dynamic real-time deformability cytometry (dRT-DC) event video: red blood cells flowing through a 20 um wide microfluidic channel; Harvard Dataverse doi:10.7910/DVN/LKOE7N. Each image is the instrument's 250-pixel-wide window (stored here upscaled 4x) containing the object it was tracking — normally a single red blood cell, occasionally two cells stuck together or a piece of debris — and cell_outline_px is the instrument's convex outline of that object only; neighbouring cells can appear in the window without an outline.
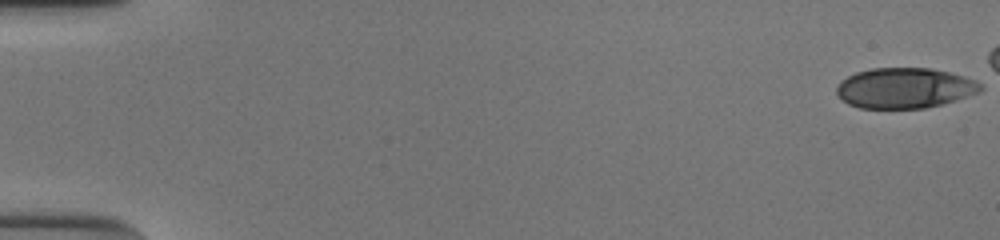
{"species": "human", "species_latin": "Homo sapiens", "temperature_condition": "cold", "stored_images_in_passage": 49, "camera_frame_rate_fps": 3000, "um_per_image_px": 0.085, "donor": {"sex": "male"}, "frame": {"image": 1, "passage_image": 1, "time_ms": 0.0, "image_size_px": [1000, 240], "cell_outline_px": [[984, 88], [980, 92], [956, 100], [924, 108], [860, 108], [848, 104], [836, 92], [836, 88], [840, 80], [856, 72], [872, 68], [932, 68], [984, 80]], "centroid_in_image_um": [76.98, 7.47], "position_along_channel_um": 8.0, "area_um2": 34.33}}
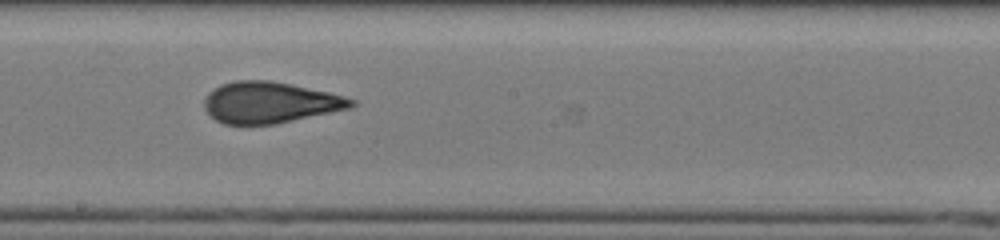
{"frame": {"image": 2, "passage_image": 31, "time_ms": 10.0, "image_size_px": [1000, 240], "cell_outline_px": [[356, 104], [352, 108], [276, 124], [224, 124], [216, 120], [204, 108], [204, 100], [208, 92], [220, 84], [236, 80], [268, 80], [328, 92], [344, 96], [356, 100]], "centroid_in_image_um": [22.94, 8.71], "position_along_channel_um": 225.3, "area_um2": 35.26}}
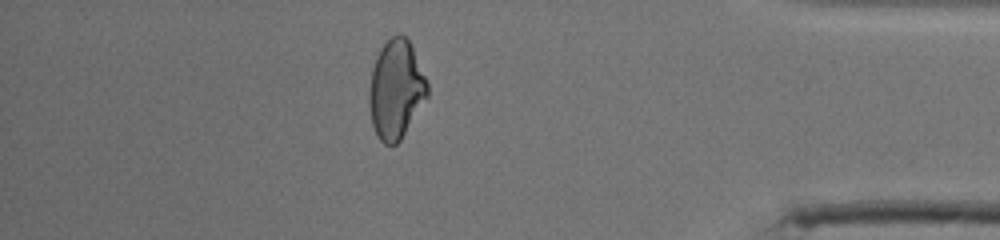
{"frame": {"image": 3, "passage_image": 47, "time_ms": 15.333, "image_size_px": [1000, 240], "cell_outline_px": [[428, 96], [400, 140], [396, 144], [384, 144], [380, 140], [372, 124], [368, 104], [368, 92], [372, 68], [376, 56], [380, 48], [392, 36], [400, 32], [408, 40], [428, 80]], "centroid_in_image_um": [33.65, 7.59], "position_along_channel_um": 401.6, "area_um2": 33.52}}